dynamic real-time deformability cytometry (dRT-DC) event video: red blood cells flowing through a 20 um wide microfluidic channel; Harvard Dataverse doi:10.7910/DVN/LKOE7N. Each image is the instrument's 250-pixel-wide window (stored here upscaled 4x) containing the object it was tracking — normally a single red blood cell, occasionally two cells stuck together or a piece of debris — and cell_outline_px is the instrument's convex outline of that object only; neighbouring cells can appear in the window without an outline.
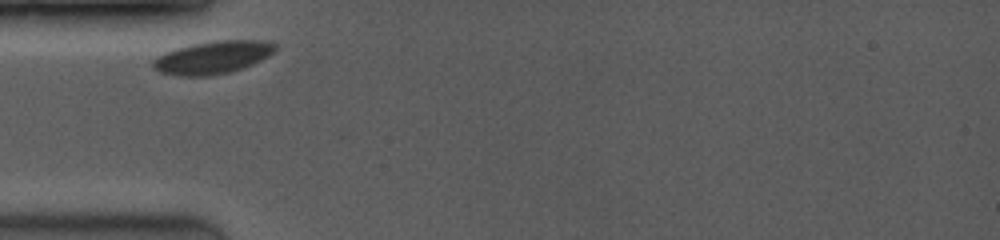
{"species": "common noctule bat (a hibernating species)", "species_latin": "Nyctalus noctula", "temperature_condition": "room temperature", "stored_images_in_passage": 17, "camera_frame_rate_fps": 3500, "um_per_image_px": 0.085, "animal": {"sex": "female", "body_mass_g": 19.0, "forearm_length_mm": 53.3}, "frame": {"image": 1, "passage_image": 1, "time_ms": 0.0, "image_size_px": [1000, 240], "cell_outline_px": [[276, 52], [252, 64], [228, 72], [212, 76], [180, 76], [160, 72], [152, 68], [152, 60], [164, 52], [176, 48], [192, 44], [216, 40], [256, 40], [276, 44]], "centroid_in_image_um": [18.04, 4.88], "position_along_channel_um": 67.0, "area_um2": 23.29}}
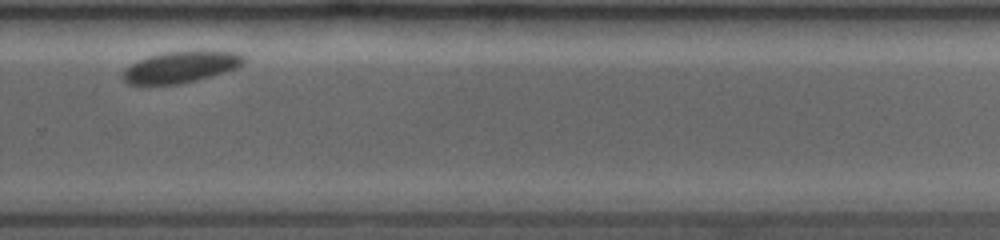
{"frame": {"image": 2, "passage_image": 13, "time_ms": 6.857, "image_size_px": [1000, 240], "cell_outline_px": [[248, 60], [240, 68], [212, 76], [180, 84], [128, 84], [120, 76], [124, 68], [148, 56], [164, 52], [240, 52]], "centroid_in_image_um": [15.41, 5.71], "position_along_channel_um": 314.4, "area_um2": 22.08}}
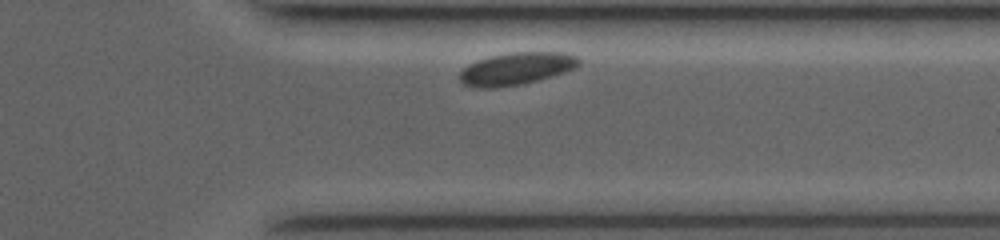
{"frame": {"image": 3, "passage_image": 16, "time_ms": 8.286, "image_size_px": [1000, 240], "cell_outline_px": [[580, 64], [564, 72], [536, 80], [520, 84], [496, 88], [476, 88], [464, 84], [460, 80], [460, 72], [468, 64], [476, 60], [492, 56], [512, 52], [564, 52], [576, 56], [580, 60]], "centroid_in_image_um": [43.86, 5.83], "position_along_channel_um": 367.5, "area_um2": 22.25}}